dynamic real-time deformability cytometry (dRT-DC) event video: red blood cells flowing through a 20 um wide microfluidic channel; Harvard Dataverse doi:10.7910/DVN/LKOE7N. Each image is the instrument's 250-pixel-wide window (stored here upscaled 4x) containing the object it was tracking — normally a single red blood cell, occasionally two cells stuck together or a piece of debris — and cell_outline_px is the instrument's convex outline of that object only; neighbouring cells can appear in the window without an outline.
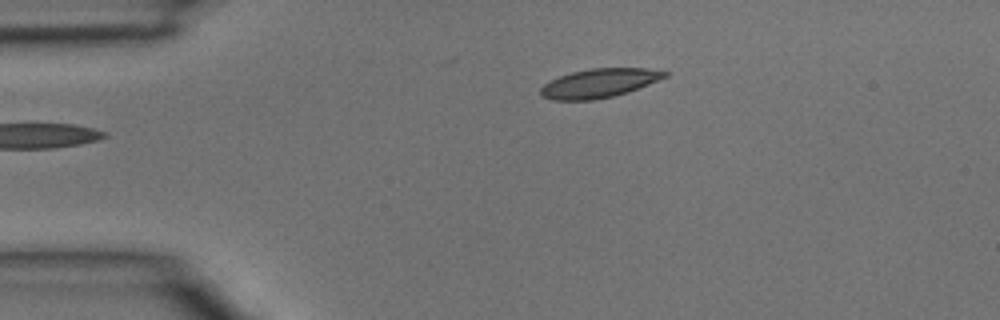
{"species": "common noctule bat (a hibernating species)", "species_latin": "Nyctalus noctula", "temperature_condition": "room temperature", "stored_images_in_passage": 3, "camera_frame_rate_fps": 3000, "um_per_image_px": 0.085, "animal": {"sex": "male", "body_mass_g": 15.6}, "frame": {"image": 1, "passage_image": 1, "time_ms": 0.0, "image_size_px": [1000, 320], "cell_outline_px": [[668, 76], [628, 92], [612, 96], [592, 100], [552, 100], [540, 96], [540, 88], [544, 84], [560, 76], [572, 72], [588, 68], [644, 68], [668, 72]], "centroid_in_image_um": [50.9, 7.07], "position_along_channel_um": 34.1, "area_um2": 20.81}}
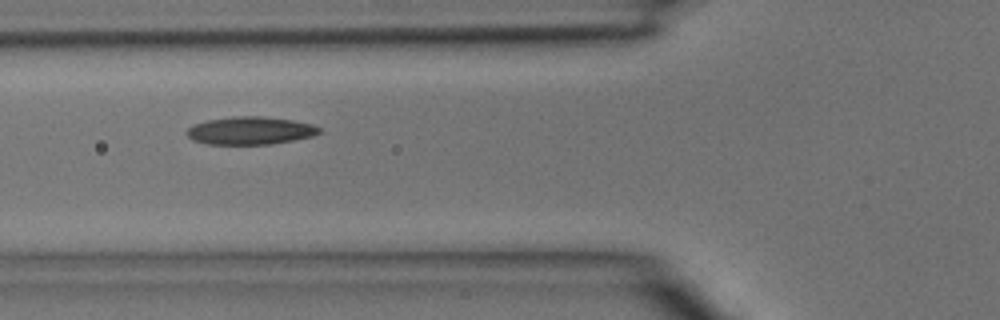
{"frame": {"image": 2, "passage_image": 3, "time_ms": 0.667, "image_size_px": [1000, 320], "cell_outline_px": [[320, 132], [312, 136], [272, 144], [204, 144], [192, 140], [184, 132], [188, 128], [196, 124], [208, 120], [236, 116], [260, 116], [292, 120], [312, 124], [320, 128]], "centroid_in_image_um": [21.24, 11.11], "position_along_channel_um": 104.6, "area_um2": 21.33}}